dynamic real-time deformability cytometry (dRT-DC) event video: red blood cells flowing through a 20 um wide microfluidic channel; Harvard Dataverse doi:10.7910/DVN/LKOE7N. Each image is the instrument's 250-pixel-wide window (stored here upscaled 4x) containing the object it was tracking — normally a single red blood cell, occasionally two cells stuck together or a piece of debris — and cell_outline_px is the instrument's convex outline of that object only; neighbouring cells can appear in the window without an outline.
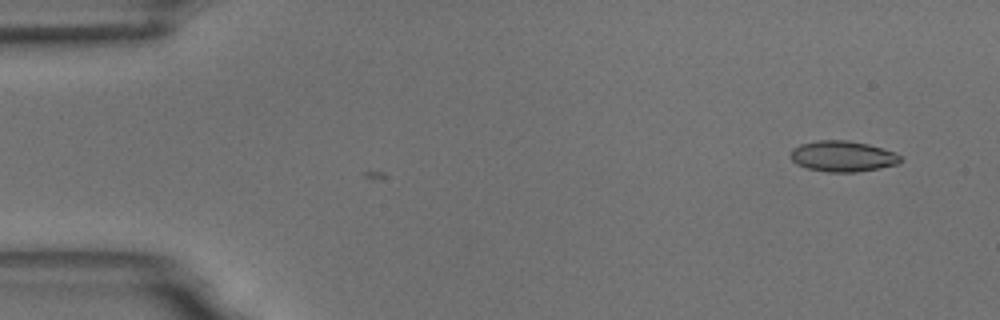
{"species": "common noctule bat (a hibernating species)", "species_latin": "Nyctalus noctula", "temperature_condition": "room temperature", "stored_images_in_passage": 2, "camera_frame_rate_fps": 3000, "um_per_image_px": 0.085, "animal": {"sex": "male", "body_mass_g": 18.8}, "frame": {"image": 1, "passage_image": 2, "time_ms": 0.333, "image_size_px": [1000, 320], "cell_outline_px": [[900, 160], [896, 164], [880, 168], [856, 172], [828, 172], [808, 168], [796, 164], [788, 156], [792, 148], [800, 144], [820, 140], [848, 140], [868, 144], [892, 152], [900, 156]], "centroid_in_image_um": [71.55, 13.28], "position_along_channel_um": 13.4, "area_um2": 19.59}}